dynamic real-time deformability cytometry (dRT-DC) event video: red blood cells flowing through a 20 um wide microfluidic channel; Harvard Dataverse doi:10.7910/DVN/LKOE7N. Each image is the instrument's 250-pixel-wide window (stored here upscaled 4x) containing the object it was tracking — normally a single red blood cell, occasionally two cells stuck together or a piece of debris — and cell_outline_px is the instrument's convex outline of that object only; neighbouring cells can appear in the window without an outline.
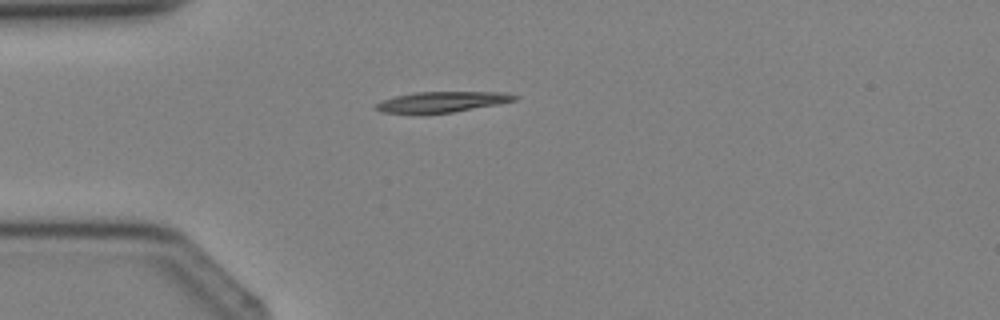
{"species": "Egyptian fruit bat (a non-hibernating species)", "species_latin": "Rousettus aegyptiacus", "temperature_condition": "cold", "stored_images_in_passage": 2, "camera_frame_rate_fps": 3000, "um_per_image_px": 0.085, "animal": {"sex": "female"}, "frame": {"image": 1, "passage_image": 2, "time_ms": 1.333, "image_size_px": [1000, 320], "cell_outline_px": [[520, 96], [516, 100], [500, 104], [452, 112], [424, 116], [420, 116], [380, 112], [376, 108], [376, 104], [380, 100], [396, 96], [416, 92], [504, 92]], "centroid_in_image_um": [37.51, 8.7], "position_along_channel_um": 47.5, "area_um2": 17.4}}